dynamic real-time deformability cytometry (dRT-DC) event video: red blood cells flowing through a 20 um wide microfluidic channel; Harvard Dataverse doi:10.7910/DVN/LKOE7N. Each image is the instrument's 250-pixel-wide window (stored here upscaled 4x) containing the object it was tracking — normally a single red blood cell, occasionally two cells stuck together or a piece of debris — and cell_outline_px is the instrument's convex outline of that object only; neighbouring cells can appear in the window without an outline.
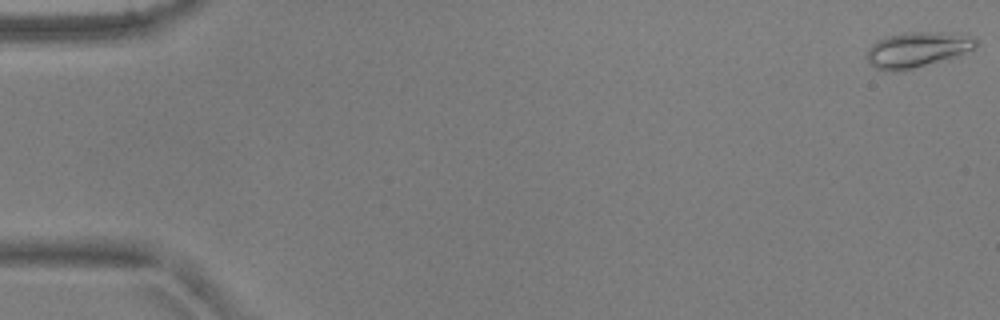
{"species": "common noctule bat (a hibernating species)", "species_latin": "Nyctalus noctula", "temperature_condition": "warm", "stored_images_in_passage": 5, "camera_frame_rate_fps": 3000, "um_per_image_px": 0.085, "animal": {"sex": "male", "body_mass_g": 17.9, "forearm_length_mm": 54.2}, "frame": {"image": 1, "passage_image": 1, "time_ms": 0.0, "image_size_px": [1000, 320], "cell_outline_px": [[980, 40], [976, 48], [960, 56], [912, 68], [892, 72], [876, 68], [868, 64], [864, 56], [868, 48], [876, 40], [884, 36], [904, 32], [968, 32], [976, 36]], "centroid_in_image_um": [78.04, 4.18], "position_along_channel_um": 7.0, "area_um2": 23.52}}